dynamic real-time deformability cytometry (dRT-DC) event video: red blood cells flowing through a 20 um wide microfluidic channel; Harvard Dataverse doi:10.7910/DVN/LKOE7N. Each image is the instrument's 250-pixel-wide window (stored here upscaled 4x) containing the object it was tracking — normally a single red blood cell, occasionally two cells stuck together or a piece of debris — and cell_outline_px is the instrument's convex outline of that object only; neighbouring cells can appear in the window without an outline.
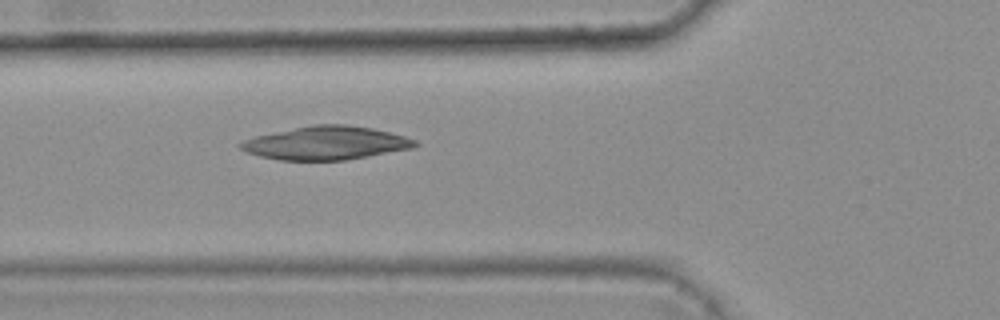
{"species": "common noctule bat (a hibernating species)", "species_latin": "Nyctalus noctula", "temperature_condition": "warm", "stored_images_in_passage": 3, "camera_frame_rate_fps": 3000, "um_per_image_px": 0.085, "animal": {"sex": "female", "body_mass_g": 25.1}, "frame": {"image": 1, "passage_image": 3, "time_ms": 0.667, "image_size_px": [1000, 320], "cell_outline_px": [[420, 144], [412, 148], [368, 156], [344, 160], [280, 160], [260, 156], [248, 152], [240, 148], [236, 144], [244, 140], [256, 136], [312, 124], [344, 124], [372, 128], [404, 136], [416, 140]], "centroid_in_image_um": [27.71, 12.15], "position_along_channel_um": 98.1, "area_um2": 33.7}}